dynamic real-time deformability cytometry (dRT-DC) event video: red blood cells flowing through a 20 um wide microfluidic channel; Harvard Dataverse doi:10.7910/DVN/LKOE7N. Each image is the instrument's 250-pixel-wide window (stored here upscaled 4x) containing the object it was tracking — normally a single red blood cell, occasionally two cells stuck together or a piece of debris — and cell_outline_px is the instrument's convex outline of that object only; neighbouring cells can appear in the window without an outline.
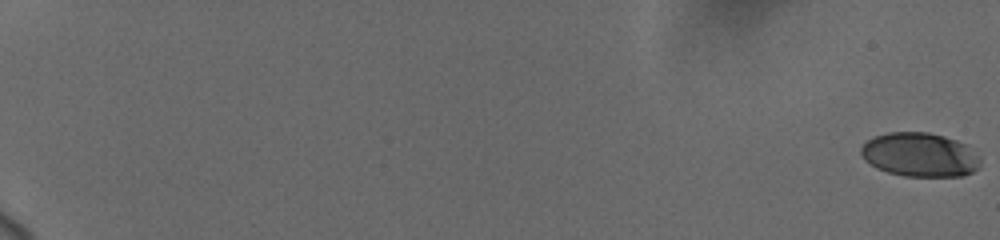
{"species": "human", "species_latin": "Homo sapiens", "temperature_condition": "cold", "stored_images_in_passage": 51, "camera_frame_rate_fps": 3000, "um_per_image_px": 0.085, "donor": {"sex": "female"}, "frame": {"image": 1, "passage_image": 1, "time_ms": 0.0, "image_size_px": [1000, 240], "cell_outline_px": [[980, 168], [964, 176], [904, 176], [888, 172], [876, 168], [864, 160], [860, 152], [860, 148], [868, 140], [876, 136], [888, 132], [928, 132], [944, 136], [968, 144], [980, 156]], "centroid_in_image_um": [78.22, 13.15], "position_along_channel_um": 6.8, "area_um2": 30.92}}
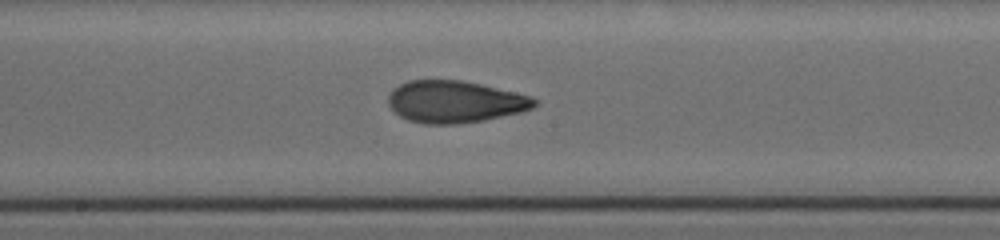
{"frame": {"image": 2, "passage_image": 31, "time_ms": 12.0, "image_size_px": [1000, 240], "cell_outline_px": [[540, 104], [532, 108], [520, 112], [484, 120], [456, 124], [424, 124], [408, 120], [400, 116], [388, 104], [388, 96], [400, 84], [408, 80], [460, 80], [480, 84], [516, 92], [532, 96], [540, 100]], "centroid_in_image_um": [38.71, 8.65], "position_along_channel_um": 209.5, "area_um2": 35.78}}
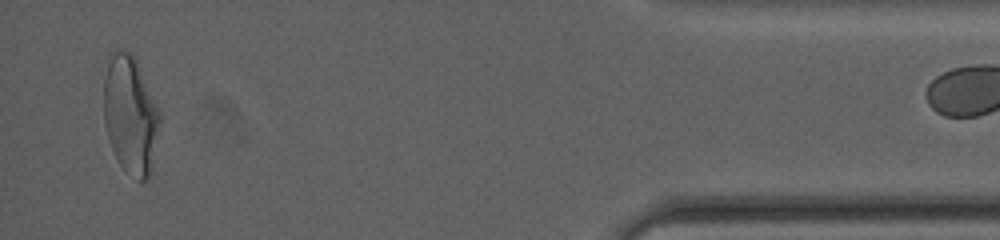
{"frame": {"image": 3, "passage_image": 50, "time_ms": 19.333, "image_size_px": [1000, 240], "cell_outline_px": [[160, 120], [152, 172], [148, 180], [140, 184], [120, 164], [112, 148], [104, 124], [104, 60], [108, 52], [116, 48], [132, 52], [160, 108]], "centroid_in_image_um": [11.08, 9.71], "position_along_channel_um": 424.1, "area_um2": 39.59}}